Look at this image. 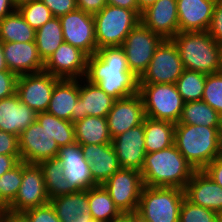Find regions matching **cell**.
I'll use <instances>...</instances> for the list:
<instances>
[{
	"label": "cell",
	"instance_id": "obj_28",
	"mask_svg": "<svg viewBox=\"0 0 222 222\" xmlns=\"http://www.w3.org/2000/svg\"><path fill=\"white\" fill-rule=\"evenodd\" d=\"M146 153L157 152L174 145L175 123L144 117Z\"/></svg>",
	"mask_w": 222,
	"mask_h": 222
},
{
	"label": "cell",
	"instance_id": "obj_34",
	"mask_svg": "<svg viewBox=\"0 0 222 222\" xmlns=\"http://www.w3.org/2000/svg\"><path fill=\"white\" fill-rule=\"evenodd\" d=\"M39 165L43 170L46 192L49 199L76 192L66 180L63 165L58 158L41 161Z\"/></svg>",
	"mask_w": 222,
	"mask_h": 222
},
{
	"label": "cell",
	"instance_id": "obj_56",
	"mask_svg": "<svg viewBox=\"0 0 222 222\" xmlns=\"http://www.w3.org/2000/svg\"><path fill=\"white\" fill-rule=\"evenodd\" d=\"M88 222H102V221H97L95 219L89 220Z\"/></svg>",
	"mask_w": 222,
	"mask_h": 222
},
{
	"label": "cell",
	"instance_id": "obj_49",
	"mask_svg": "<svg viewBox=\"0 0 222 222\" xmlns=\"http://www.w3.org/2000/svg\"><path fill=\"white\" fill-rule=\"evenodd\" d=\"M107 4L122 7L129 10H134L138 14V2L137 0H106Z\"/></svg>",
	"mask_w": 222,
	"mask_h": 222
},
{
	"label": "cell",
	"instance_id": "obj_13",
	"mask_svg": "<svg viewBox=\"0 0 222 222\" xmlns=\"http://www.w3.org/2000/svg\"><path fill=\"white\" fill-rule=\"evenodd\" d=\"M64 42L78 47L88 56L96 54L97 43L93 15L77 9L59 17Z\"/></svg>",
	"mask_w": 222,
	"mask_h": 222
},
{
	"label": "cell",
	"instance_id": "obj_21",
	"mask_svg": "<svg viewBox=\"0 0 222 222\" xmlns=\"http://www.w3.org/2000/svg\"><path fill=\"white\" fill-rule=\"evenodd\" d=\"M4 58L9 71L15 74H35L44 70L35 41L2 42Z\"/></svg>",
	"mask_w": 222,
	"mask_h": 222
},
{
	"label": "cell",
	"instance_id": "obj_18",
	"mask_svg": "<svg viewBox=\"0 0 222 222\" xmlns=\"http://www.w3.org/2000/svg\"><path fill=\"white\" fill-rule=\"evenodd\" d=\"M115 101L116 99L107 95L97 84L81 78L79 99L76 102L75 111H72L71 122L75 123L86 116L107 117Z\"/></svg>",
	"mask_w": 222,
	"mask_h": 222
},
{
	"label": "cell",
	"instance_id": "obj_16",
	"mask_svg": "<svg viewBox=\"0 0 222 222\" xmlns=\"http://www.w3.org/2000/svg\"><path fill=\"white\" fill-rule=\"evenodd\" d=\"M144 117L143 100L139 93L117 99L106 117L111 138L139 126Z\"/></svg>",
	"mask_w": 222,
	"mask_h": 222
},
{
	"label": "cell",
	"instance_id": "obj_40",
	"mask_svg": "<svg viewBox=\"0 0 222 222\" xmlns=\"http://www.w3.org/2000/svg\"><path fill=\"white\" fill-rule=\"evenodd\" d=\"M202 100L222 116V71L206 76Z\"/></svg>",
	"mask_w": 222,
	"mask_h": 222
},
{
	"label": "cell",
	"instance_id": "obj_41",
	"mask_svg": "<svg viewBox=\"0 0 222 222\" xmlns=\"http://www.w3.org/2000/svg\"><path fill=\"white\" fill-rule=\"evenodd\" d=\"M26 222H60L51 203L29 209L21 214Z\"/></svg>",
	"mask_w": 222,
	"mask_h": 222
},
{
	"label": "cell",
	"instance_id": "obj_8",
	"mask_svg": "<svg viewBox=\"0 0 222 222\" xmlns=\"http://www.w3.org/2000/svg\"><path fill=\"white\" fill-rule=\"evenodd\" d=\"M164 40L139 22L125 38L122 48L130 71L140 78L147 70L157 47Z\"/></svg>",
	"mask_w": 222,
	"mask_h": 222
},
{
	"label": "cell",
	"instance_id": "obj_11",
	"mask_svg": "<svg viewBox=\"0 0 222 222\" xmlns=\"http://www.w3.org/2000/svg\"><path fill=\"white\" fill-rule=\"evenodd\" d=\"M50 203L46 192L43 170L39 164L22 161V183L13 202L5 212L21 215L25 211Z\"/></svg>",
	"mask_w": 222,
	"mask_h": 222
},
{
	"label": "cell",
	"instance_id": "obj_47",
	"mask_svg": "<svg viewBox=\"0 0 222 222\" xmlns=\"http://www.w3.org/2000/svg\"><path fill=\"white\" fill-rule=\"evenodd\" d=\"M106 5V0H77L78 9L92 15L101 11Z\"/></svg>",
	"mask_w": 222,
	"mask_h": 222
},
{
	"label": "cell",
	"instance_id": "obj_10",
	"mask_svg": "<svg viewBox=\"0 0 222 222\" xmlns=\"http://www.w3.org/2000/svg\"><path fill=\"white\" fill-rule=\"evenodd\" d=\"M185 70L176 44L164 39L157 47L139 83L175 84Z\"/></svg>",
	"mask_w": 222,
	"mask_h": 222
},
{
	"label": "cell",
	"instance_id": "obj_12",
	"mask_svg": "<svg viewBox=\"0 0 222 222\" xmlns=\"http://www.w3.org/2000/svg\"><path fill=\"white\" fill-rule=\"evenodd\" d=\"M60 79L45 71L19 75L16 93L36 113L46 112L55 84Z\"/></svg>",
	"mask_w": 222,
	"mask_h": 222
},
{
	"label": "cell",
	"instance_id": "obj_55",
	"mask_svg": "<svg viewBox=\"0 0 222 222\" xmlns=\"http://www.w3.org/2000/svg\"><path fill=\"white\" fill-rule=\"evenodd\" d=\"M34 0H12L13 5L16 9L20 8L22 5L28 4Z\"/></svg>",
	"mask_w": 222,
	"mask_h": 222
},
{
	"label": "cell",
	"instance_id": "obj_15",
	"mask_svg": "<svg viewBox=\"0 0 222 222\" xmlns=\"http://www.w3.org/2000/svg\"><path fill=\"white\" fill-rule=\"evenodd\" d=\"M87 60L85 52L63 42L44 63L43 71L59 79H81L86 75Z\"/></svg>",
	"mask_w": 222,
	"mask_h": 222
},
{
	"label": "cell",
	"instance_id": "obj_44",
	"mask_svg": "<svg viewBox=\"0 0 222 222\" xmlns=\"http://www.w3.org/2000/svg\"><path fill=\"white\" fill-rule=\"evenodd\" d=\"M53 17H60L78 9L77 0H41Z\"/></svg>",
	"mask_w": 222,
	"mask_h": 222
},
{
	"label": "cell",
	"instance_id": "obj_25",
	"mask_svg": "<svg viewBox=\"0 0 222 222\" xmlns=\"http://www.w3.org/2000/svg\"><path fill=\"white\" fill-rule=\"evenodd\" d=\"M37 113L22 103L17 93L0 100V130L19 135L36 121Z\"/></svg>",
	"mask_w": 222,
	"mask_h": 222
},
{
	"label": "cell",
	"instance_id": "obj_9",
	"mask_svg": "<svg viewBox=\"0 0 222 222\" xmlns=\"http://www.w3.org/2000/svg\"><path fill=\"white\" fill-rule=\"evenodd\" d=\"M102 186L123 214H136L144 187L139 170L121 168Z\"/></svg>",
	"mask_w": 222,
	"mask_h": 222
},
{
	"label": "cell",
	"instance_id": "obj_27",
	"mask_svg": "<svg viewBox=\"0 0 222 222\" xmlns=\"http://www.w3.org/2000/svg\"><path fill=\"white\" fill-rule=\"evenodd\" d=\"M78 99L79 79H60L55 84L46 112L71 122Z\"/></svg>",
	"mask_w": 222,
	"mask_h": 222
},
{
	"label": "cell",
	"instance_id": "obj_54",
	"mask_svg": "<svg viewBox=\"0 0 222 222\" xmlns=\"http://www.w3.org/2000/svg\"><path fill=\"white\" fill-rule=\"evenodd\" d=\"M3 70H9L6 62H5V58H4V52H3V48H2V42H0V71Z\"/></svg>",
	"mask_w": 222,
	"mask_h": 222
},
{
	"label": "cell",
	"instance_id": "obj_24",
	"mask_svg": "<svg viewBox=\"0 0 222 222\" xmlns=\"http://www.w3.org/2000/svg\"><path fill=\"white\" fill-rule=\"evenodd\" d=\"M179 32L207 31L217 0H176Z\"/></svg>",
	"mask_w": 222,
	"mask_h": 222
},
{
	"label": "cell",
	"instance_id": "obj_5",
	"mask_svg": "<svg viewBox=\"0 0 222 222\" xmlns=\"http://www.w3.org/2000/svg\"><path fill=\"white\" fill-rule=\"evenodd\" d=\"M184 197L180 188L144 186L135 214L138 222H179Z\"/></svg>",
	"mask_w": 222,
	"mask_h": 222
},
{
	"label": "cell",
	"instance_id": "obj_43",
	"mask_svg": "<svg viewBox=\"0 0 222 222\" xmlns=\"http://www.w3.org/2000/svg\"><path fill=\"white\" fill-rule=\"evenodd\" d=\"M18 75L9 70L0 71V100L16 93Z\"/></svg>",
	"mask_w": 222,
	"mask_h": 222
},
{
	"label": "cell",
	"instance_id": "obj_7",
	"mask_svg": "<svg viewBox=\"0 0 222 222\" xmlns=\"http://www.w3.org/2000/svg\"><path fill=\"white\" fill-rule=\"evenodd\" d=\"M138 93L143 100L146 117L178 123L184 101L175 84L139 83Z\"/></svg>",
	"mask_w": 222,
	"mask_h": 222
},
{
	"label": "cell",
	"instance_id": "obj_57",
	"mask_svg": "<svg viewBox=\"0 0 222 222\" xmlns=\"http://www.w3.org/2000/svg\"><path fill=\"white\" fill-rule=\"evenodd\" d=\"M0 212H1V190H0Z\"/></svg>",
	"mask_w": 222,
	"mask_h": 222
},
{
	"label": "cell",
	"instance_id": "obj_14",
	"mask_svg": "<svg viewBox=\"0 0 222 222\" xmlns=\"http://www.w3.org/2000/svg\"><path fill=\"white\" fill-rule=\"evenodd\" d=\"M18 141L21 161L27 164H39L58 157L59 146L37 121L19 135Z\"/></svg>",
	"mask_w": 222,
	"mask_h": 222
},
{
	"label": "cell",
	"instance_id": "obj_22",
	"mask_svg": "<svg viewBox=\"0 0 222 222\" xmlns=\"http://www.w3.org/2000/svg\"><path fill=\"white\" fill-rule=\"evenodd\" d=\"M84 158L90 164L93 181L102 185L116 171L121 169L112 143L80 144Z\"/></svg>",
	"mask_w": 222,
	"mask_h": 222
},
{
	"label": "cell",
	"instance_id": "obj_17",
	"mask_svg": "<svg viewBox=\"0 0 222 222\" xmlns=\"http://www.w3.org/2000/svg\"><path fill=\"white\" fill-rule=\"evenodd\" d=\"M57 158L63 165L66 180L75 191L97 186L92 179L90 164L84 158L78 142L60 147Z\"/></svg>",
	"mask_w": 222,
	"mask_h": 222
},
{
	"label": "cell",
	"instance_id": "obj_3",
	"mask_svg": "<svg viewBox=\"0 0 222 222\" xmlns=\"http://www.w3.org/2000/svg\"><path fill=\"white\" fill-rule=\"evenodd\" d=\"M140 172L144 186L184 190L195 170L174 144L157 152L146 153Z\"/></svg>",
	"mask_w": 222,
	"mask_h": 222
},
{
	"label": "cell",
	"instance_id": "obj_37",
	"mask_svg": "<svg viewBox=\"0 0 222 222\" xmlns=\"http://www.w3.org/2000/svg\"><path fill=\"white\" fill-rule=\"evenodd\" d=\"M22 183V161L0 176L1 212L6 211L18 194Z\"/></svg>",
	"mask_w": 222,
	"mask_h": 222
},
{
	"label": "cell",
	"instance_id": "obj_30",
	"mask_svg": "<svg viewBox=\"0 0 222 222\" xmlns=\"http://www.w3.org/2000/svg\"><path fill=\"white\" fill-rule=\"evenodd\" d=\"M35 42L39 56L45 63L64 42L63 30L59 17H52L36 30Z\"/></svg>",
	"mask_w": 222,
	"mask_h": 222
},
{
	"label": "cell",
	"instance_id": "obj_39",
	"mask_svg": "<svg viewBox=\"0 0 222 222\" xmlns=\"http://www.w3.org/2000/svg\"><path fill=\"white\" fill-rule=\"evenodd\" d=\"M18 11L35 31L53 17L50 9L41 0L22 5Z\"/></svg>",
	"mask_w": 222,
	"mask_h": 222
},
{
	"label": "cell",
	"instance_id": "obj_45",
	"mask_svg": "<svg viewBox=\"0 0 222 222\" xmlns=\"http://www.w3.org/2000/svg\"><path fill=\"white\" fill-rule=\"evenodd\" d=\"M0 154L20 155L18 136L0 130Z\"/></svg>",
	"mask_w": 222,
	"mask_h": 222
},
{
	"label": "cell",
	"instance_id": "obj_46",
	"mask_svg": "<svg viewBox=\"0 0 222 222\" xmlns=\"http://www.w3.org/2000/svg\"><path fill=\"white\" fill-rule=\"evenodd\" d=\"M203 171L218 185L222 187V154L209 163Z\"/></svg>",
	"mask_w": 222,
	"mask_h": 222
},
{
	"label": "cell",
	"instance_id": "obj_6",
	"mask_svg": "<svg viewBox=\"0 0 222 222\" xmlns=\"http://www.w3.org/2000/svg\"><path fill=\"white\" fill-rule=\"evenodd\" d=\"M97 49L122 46L130 31L140 22L134 11L107 4L93 15Z\"/></svg>",
	"mask_w": 222,
	"mask_h": 222
},
{
	"label": "cell",
	"instance_id": "obj_36",
	"mask_svg": "<svg viewBox=\"0 0 222 222\" xmlns=\"http://www.w3.org/2000/svg\"><path fill=\"white\" fill-rule=\"evenodd\" d=\"M207 74L184 70L175 85L184 103L202 100Z\"/></svg>",
	"mask_w": 222,
	"mask_h": 222
},
{
	"label": "cell",
	"instance_id": "obj_26",
	"mask_svg": "<svg viewBox=\"0 0 222 222\" xmlns=\"http://www.w3.org/2000/svg\"><path fill=\"white\" fill-rule=\"evenodd\" d=\"M50 203L60 222H88L93 219L89 212L88 189L54 197Z\"/></svg>",
	"mask_w": 222,
	"mask_h": 222
},
{
	"label": "cell",
	"instance_id": "obj_48",
	"mask_svg": "<svg viewBox=\"0 0 222 222\" xmlns=\"http://www.w3.org/2000/svg\"><path fill=\"white\" fill-rule=\"evenodd\" d=\"M20 161V155L0 154V176L15 167Z\"/></svg>",
	"mask_w": 222,
	"mask_h": 222
},
{
	"label": "cell",
	"instance_id": "obj_52",
	"mask_svg": "<svg viewBox=\"0 0 222 222\" xmlns=\"http://www.w3.org/2000/svg\"><path fill=\"white\" fill-rule=\"evenodd\" d=\"M158 0H137L138 2V15H141V12L144 11L149 6L156 3Z\"/></svg>",
	"mask_w": 222,
	"mask_h": 222
},
{
	"label": "cell",
	"instance_id": "obj_53",
	"mask_svg": "<svg viewBox=\"0 0 222 222\" xmlns=\"http://www.w3.org/2000/svg\"><path fill=\"white\" fill-rule=\"evenodd\" d=\"M111 222H138V220L135 214H123L120 218Z\"/></svg>",
	"mask_w": 222,
	"mask_h": 222
},
{
	"label": "cell",
	"instance_id": "obj_31",
	"mask_svg": "<svg viewBox=\"0 0 222 222\" xmlns=\"http://www.w3.org/2000/svg\"><path fill=\"white\" fill-rule=\"evenodd\" d=\"M35 34L18 9L0 20V42H31Z\"/></svg>",
	"mask_w": 222,
	"mask_h": 222
},
{
	"label": "cell",
	"instance_id": "obj_2",
	"mask_svg": "<svg viewBox=\"0 0 222 222\" xmlns=\"http://www.w3.org/2000/svg\"><path fill=\"white\" fill-rule=\"evenodd\" d=\"M174 144L194 170L201 171L222 154V127L175 123Z\"/></svg>",
	"mask_w": 222,
	"mask_h": 222
},
{
	"label": "cell",
	"instance_id": "obj_32",
	"mask_svg": "<svg viewBox=\"0 0 222 222\" xmlns=\"http://www.w3.org/2000/svg\"><path fill=\"white\" fill-rule=\"evenodd\" d=\"M180 124L222 127V116L203 100L184 103Z\"/></svg>",
	"mask_w": 222,
	"mask_h": 222
},
{
	"label": "cell",
	"instance_id": "obj_51",
	"mask_svg": "<svg viewBox=\"0 0 222 222\" xmlns=\"http://www.w3.org/2000/svg\"><path fill=\"white\" fill-rule=\"evenodd\" d=\"M0 222H26L21 215H13L5 211L0 212Z\"/></svg>",
	"mask_w": 222,
	"mask_h": 222
},
{
	"label": "cell",
	"instance_id": "obj_23",
	"mask_svg": "<svg viewBox=\"0 0 222 222\" xmlns=\"http://www.w3.org/2000/svg\"><path fill=\"white\" fill-rule=\"evenodd\" d=\"M184 190L185 197L193 204L222 214V187L203 170L193 173Z\"/></svg>",
	"mask_w": 222,
	"mask_h": 222
},
{
	"label": "cell",
	"instance_id": "obj_42",
	"mask_svg": "<svg viewBox=\"0 0 222 222\" xmlns=\"http://www.w3.org/2000/svg\"><path fill=\"white\" fill-rule=\"evenodd\" d=\"M207 32L222 46V2L219 0L214 5L211 23Z\"/></svg>",
	"mask_w": 222,
	"mask_h": 222
},
{
	"label": "cell",
	"instance_id": "obj_19",
	"mask_svg": "<svg viewBox=\"0 0 222 222\" xmlns=\"http://www.w3.org/2000/svg\"><path fill=\"white\" fill-rule=\"evenodd\" d=\"M145 135L143 123L112 139V145L121 168L141 171L145 155Z\"/></svg>",
	"mask_w": 222,
	"mask_h": 222
},
{
	"label": "cell",
	"instance_id": "obj_35",
	"mask_svg": "<svg viewBox=\"0 0 222 222\" xmlns=\"http://www.w3.org/2000/svg\"><path fill=\"white\" fill-rule=\"evenodd\" d=\"M36 121L45 128L59 148L75 142L74 124L72 122L57 118L48 112L37 113Z\"/></svg>",
	"mask_w": 222,
	"mask_h": 222
},
{
	"label": "cell",
	"instance_id": "obj_1",
	"mask_svg": "<svg viewBox=\"0 0 222 222\" xmlns=\"http://www.w3.org/2000/svg\"><path fill=\"white\" fill-rule=\"evenodd\" d=\"M84 78L116 100L138 93L139 78L130 71L121 46L103 47L88 56Z\"/></svg>",
	"mask_w": 222,
	"mask_h": 222
},
{
	"label": "cell",
	"instance_id": "obj_50",
	"mask_svg": "<svg viewBox=\"0 0 222 222\" xmlns=\"http://www.w3.org/2000/svg\"><path fill=\"white\" fill-rule=\"evenodd\" d=\"M15 10L12 0H0V20Z\"/></svg>",
	"mask_w": 222,
	"mask_h": 222
},
{
	"label": "cell",
	"instance_id": "obj_33",
	"mask_svg": "<svg viewBox=\"0 0 222 222\" xmlns=\"http://www.w3.org/2000/svg\"><path fill=\"white\" fill-rule=\"evenodd\" d=\"M88 201L89 212L97 221L111 222L123 215L102 185L88 189Z\"/></svg>",
	"mask_w": 222,
	"mask_h": 222
},
{
	"label": "cell",
	"instance_id": "obj_20",
	"mask_svg": "<svg viewBox=\"0 0 222 222\" xmlns=\"http://www.w3.org/2000/svg\"><path fill=\"white\" fill-rule=\"evenodd\" d=\"M140 22L164 39H172L179 32L176 0H158L141 12Z\"/></svg>",
	"mask_w": 222,
	"mask_h": 222
},
{
	"label": "cell",
	"instance_id": "obj_29",
	"mask_svg": "<svg viewBox=\"0 0 222 222\" xmlns=\"http://www.w3.org/2000/svg\"><path fill=\"white\" fill-rule=\"evenodd\" d=\"M73 124L75 142L79 144H109L112 142L106 117L86 116Z\"/></svg>",
	"mask_w": 222,
	"mask_h": 222
},
{
	"label": "cell",
	"instance_id": "obj_4",
	"mask_svg": "<svg viewBox=\"0 0 222 222\" xmlns=\"http://www.w3.org/2000/svg\"><path fill=\"white\" fill-rule=\"evenodd\" d=\"M172 40L186 70L207 75L221 71L222 46L207 31L178 32Z\"/></svg>",
	"mask_w": 222,
	"mask_h": 222
},
{
	"label": "cell",
	"instance_id": "obj_38",
	"mask_svg": "<svg viewBox=\"0 0 222 222\" xmlns=\"http://www.w3.org/2000/svg\"><path fill=\"white\" fill-rule=\"evenodd\" d=\"M179 222H220V215L215 211L195 205L184 197Z\"/></svg>",
	"mask_w": 222,
	"mask_h": 222
}]
</instances>
